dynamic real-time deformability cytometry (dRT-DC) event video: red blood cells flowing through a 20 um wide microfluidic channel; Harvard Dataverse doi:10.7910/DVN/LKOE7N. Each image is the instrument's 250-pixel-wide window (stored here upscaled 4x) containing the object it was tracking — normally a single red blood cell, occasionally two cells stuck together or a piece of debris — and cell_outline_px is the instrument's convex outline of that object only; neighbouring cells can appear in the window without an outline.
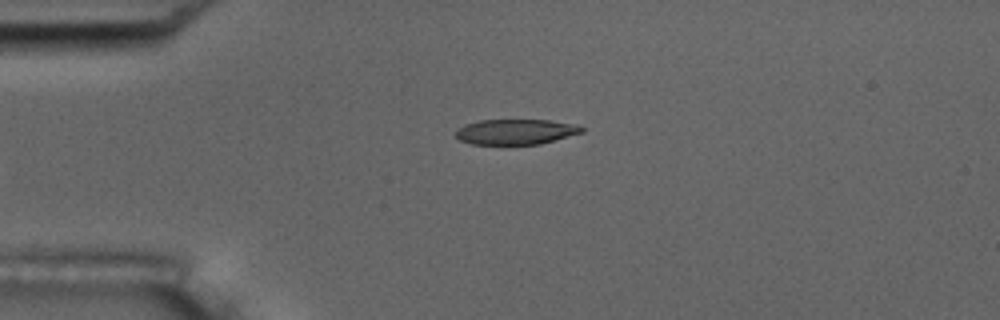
{"species": "common noctule bat (a hibernating species)", "species_latin": "Nyctalus noctula", "temperature_condition": "room temperature", "stored_images_in_passage": 5, "camera_frame_rate_fps": 3000, "um_per_image_px": 0.085, "animal": {"sex": "male", "body_mass_g": 17.5, "forearm_length_mm": 52.3}, "frame": {"image": 1, "passage_image": 5, "time_ms": 1.333, "image_size_px": [1000, 320], "cell_outline_px": [[584, 132], [540, 144], [472, 144], [460, 140], [456, 136], [456, 132], [464, 124], [480, 120], [548, 120], [576, 124], [584, 128]], "centroid_in_image_um": [43.86, 11.2], "position_along_channel_um": 41.1, "area_um2": 18.5}}